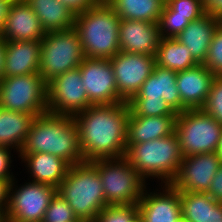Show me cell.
<instances>
[{"label":"cell","instance_id":"27","mask_svg":"<svg viewBox=\"0 0 222 222\" xmlns=\"http://www.w3.org/2000/svg\"><path fill=\"white\" fill-rule=\"evenodd\" d=\"M120 19L159 23L163 0H105Z\"/></svg>","mask_w":222,"mask_h":222},{"label":"cell","instance_id":"42","mask_svg":"<svg viewBox=\"0 0 222 222\" xmlns=\"http://www.w3.org/2000/svg\"><path fill=\"white\" fill-rule=\"evenodd\" d=\"M209 222H222V203L215 201L210 206Z\"/></svg>","mask_w":222,"mask_h":222},{"label":"cell","instance_id":"15","mask_svg":"<svg viewBox=\"0 0 222 222\" xmlns=\"http://www.w3.org/2000/svg\"><path fill=\"white\" fill-rule=\"evenodd\" d=\"M144 189L138 204L140 222H177L182 216L180 191L171 184H163V190L151 192Z\"/></svg>","mask_w":222,"mask_h":222},{"label":"cell","instance_id":"6","mask_svg":"<svg viewBox=\"0 0 222 222\" xmlns=\"http://www.w3.org/2000/svg\"><path fill=\"white\" fill-rule=\"evenodd\" d=\"M99 173L108 205L137 204L146 188V180L125 157L96 159L90 162Z\"/></svg>","mask_w":222,"mask_h":222},{"label":"cell","instance_id":"1","mask_svg":"<svg viewBox=\"0 0 222 222\" xmlns=\"http://www.w3.org/2000/svg\"><path fill=\"white\" fill-rule=\"evenodd\" d=\"M128 102L92 105L73 116L84 162L126 154Z\"/></svg>","mask_w":222,"mask_h":222},{"label":"cell","instance_id":"5","mask_svg":"<svg viewBox=\"0 0 222 222\" xmlns=\"http://www.w3.org/2000/svg\"><path fill=\"white\" fill-rule=\"evenodd\" d=\"M57 193L81 222H94L108 205L98 170L90 162L71 165Z\"/></svg>","mask_w":222,"mask_h":222},{"label":"cell","instance_id":"28","mask_svg":"<svg viewBox=\"0 0 222 222\" xmlns=\"http://www.w3.org/2000/svg\"><path fill=\"white\" fill-rule=\"evenodd\" d=\"M182 217L189 222H209L210 206L216 201L207 193L180 191Z\"/></svg>","mask_w":222,"mask_h":222},{"label":"cell","instance_id":"12","mask_svg":"<svg viewBox=\"0 0 222 222\" xmlns=\"http://www.w3.org/2000/svg\"><path fill=\"white\" fill-rule=\"evenodd\" d=\"M79 70L88 100L92 105L125 102L119 96L113 66L109 59L85 57Z\"/></svg>","mask_w":222,"mask_h":222},{"label":"cell","instance_id":"7","mask_svg":"<svg viewBox=\"0 0 222 222\" xmlns=\"http://www.w3.org/2000/svg\"><path fill=\"white\" fill-rule=\"evenodd\" d=\"M84 58L81 41L74 28L47 32L41 40L39 73L48 83L62 73L78 68Z\"/></svg>","mask_w":222,"mask_h":222},{"label":"cell","instance_id":"3","mask_svg":"<svg viewBox=\"0 0 222 222\" xmlns=\"http://www.w3.org/2000/svg\"><path fill=\"white\" fill-rule=\"evenodd\" d=\"M120 20L105 0L75 14L73 28L78 33L85 57L111 59L120 51Z\"/></svg>","mask_w":222,"mask_h":222},{"label":"cell","instance_id":"19","mask_svg":"<svg viewBox=\"0 0 222 222\" xmlns=\"http://www.w3.org/2000/svg\"><path fill=\"white\" fill-rule=\"evenodd\" d=\"M176 74L175 71L155 65L139 92L131 99H164L176 114L187 110L181 103Z\"/></svg>","mask_w":222,"mask_h":222},{"label":"cell","instance_id":"46","mask_svg":"<svg viewBox=\"0 0 222 222\" xmlns=\"http://www.w3.org/2000/svg\"><path fill=\"white\" fill-rule=\"evenodd\" d=\"M177 222H189V221L181 216V217L177 220Z\"/></svg>","mask_w":222,"mask_h":222},{"label":"cell","instance_id":"9","mask_svg":"<svg viewBox=\"0 0 222 222\" xmlns=\"http://www.w3.org/2000/svg\"><path fill=\"white\" fill-rule=\"evenodd\" d=\"M0 107L35 117L47 112V83L39 72L4 77L0 81Z\"/></svg>","mask_w":222,"mask_h":222},{"label":"cell","instance_id":"37","mask_svg":"<svg viewBox=\"0 0 222 222\" xmlns=\"http://www.w3.org/2000/svg\"><path fill=\"white\" fill-rule=\"evenodd\" d=\"M212 199L222 203V165L219 167L212 182L209 190L206 192Z\"/></svg>","mask_w":222,"mask_h":222},{"label":"cell","instance_id":"17","mask_svg":"<svg viewBox=\"0 0 222 222\" xmlns=\"http://www.w3.org/2000/svg\"><path fill=\"white\" fill-rule=\"evenodd\" d=\"M45 33L30 5L25 0H15L0 36L5 41H41Z\"/></svg>","mask_w":222,"mask_h":222},{"label":"cell","instance_id":"10","mask_svg":"<svg viewBox=\"0 0 222 222\" xmlns=\"http://www.w3.org/2000/svg\"><path fill=\"white\" fill-rule=\"evenodd\" d=\"M15 181L14 179L10 184L7 221L42 222L51 199L57 193V188L33 181L18 187L15 186Z\"/></svg>","mask_w":222,"mask_h":222},{"label":"cell","instance_id":"26","mask_svg":"<svg viewBox=\"0 0 222 222\" xmlns=\"http://www.w3.org/2000/svg\"><path fill=\"white\" fill-rule=\"evenodd\" d=\"M155 63L161 68L175 72L184 71L199 64L192 57L190 50L175 37L160 38Z\"/></svg>","mask_w":222,"mask_h":222},{"label":"cell","instance_id":"4","mask_svg":"<svg viewBox=\"0 0 222 222\" xmlns=\"http://www.w3.org/2000/svg\"><path fill=\"white\" fill-rule=\"evenodd\" d=\"M183 157L175 131L163 138L126 144L125 158L131 166L144 180L157 178L162 185L173 182Z\"/></svg>","mask_w":222,"mask_h":222},{"label":"cell","instance_id":"44","mask_svg":"<svg viewBox=\"0 0 222 222\" xmlns=\"http://www.w3.org/2000/svg\"><path fill=\"white\" fill-rule=\"evenodd\" d=\"M216 153H217V156L219 157V159L221 160V163H222V132H221V136L219 138Z\"/></svg>","mask_w":222,"mask_h":222},{"label":"cell","instance_id":"14","mask_svg":"<svg viewBox=\"0 0 222 222\" xmlns=\"http://www.w3.org/2000/svg\"><path fill=\"white\" fill-rule=\"evenodd\" d=\"M221 165L216 152L183 157L179 172L171 185L178 191L206 193Z\"/></svg>","mask_w":222,"mask_h":222},{"label":"cell","instance_id":"29","mask_svg":"<svg viewBox=\"0 0 222 222\" xmlns=\"http://www.w3.org/2000/svg\"><path fill=\"white\" fill-rule=\"evenodd\" d=\"M129 116H176L177 114L168 106L164 99H130Z\"/></svg>","mask_w":222,"mask_h":222},{"label":"cell","instance_id":"43","mask_svg":"<svg viewBox=\"0 0 222 222\" xmlns=\"http://www.w3.org/2000/svg\"><path fill=\"white\" fill-rule=\"evenodd\" d=\"M6 41L0 36V81L4 78Z\"/></svg>","mask_w":222,"mask_h":222},{"label":"cell","instance_id":"22","mask_svg":"<svg viewBox=\"0 0 222 222\" xmlns=\"http://www.w3.org/2000/svg\"><path fill=\"white\" fill-rule=\"evenodd\" d=\"M221 22V19L205 13L200 18L190 22L175 38L190 50L192 57L199 64H203L214 31Z\"/></svg>","mask_w":222,"mask_h":222},{"label":"cell","instance_id":"30","mask_svg":"<svg viewBox=\"0 0 222 222\" xmlns=\"http://www.w3.org/2000/svg\"><path fill=\"white\" fill-rule=\"evenodd\" d=\"M138 219V204L107 205L94 222H135Z\"/></svg>","mask_w":222,"mask_h":222},{"label":"cell","instance_id":"45","mask_svg":"<svg viewBox=\"0 0 222 222\" xmlns=\"http://www.w3.org/2000/svg\"><path fill=\"white\" fill-rule=\"evenodd\" d=\"M0 222H8L6 212H0Z\"/></svg>","mask_w":222,"mask_h":222},{"label":"cell","instance_id":"34","mask_svg":"<svg viewBox=\"0 0 222 222\" xmlns=\"http://www.w3.org/2000/svg\"><path fill=\"white\" fill-rule=\"evenodd\" d=\"M167 5L174 16L186 17L190 22L205 14L203 0H170Z\"/></svg>","mask_w":222,"mask_h":222},{"label":"cell","instance_id":"11","mask_svg":"<svg viewBox=\"0 0 222 222\" xmlns=\"http://www.w3.org/2000/svg\"><path fill=\"white\" fill-rule=\"evenodd\" d=\"M81 78L78 67L62 73L47 83L48 112L74 116L92 106Z\"/></svg>","mask_w":222,"mask_h":222},{"label":"cell","instance_id":"13","mask_svg":"<svg viewBox=\"0 0 222 222\" xmlns=\"http://www.w3.org/2000/svg\"><path fill=\"white\" fill-rule=\"evenodd\" d=\"M110 60L119 96L128 102L152 73L155 57L119 51Z\"/></svg>","mask_w":222,"mask_h":222},{"label":"cell","instance_id":"24","mask_svg":"<svg viewBox=\"0 0 222 222\" xmlns=\"http://www.w3.org/2000/svg\"><path fill=\"white\" fill-rule=\"evenodd\" d=\"M35 116L0 107V146L21 151Z\"/></svg>","mask_w":222,"mask_h":222},{"label":"cell","instance_id":"31","mask_svg":"<svg viewBox=\"0 0 222 222\" xmlns=\"http://www.w3.org/2000/svg\"><path fill=\"white\" fill-rule=\"evenodd\" d=\"M42 222H81L58 193L51 199Z\"/></svg>","mask_w":222,"mask_h":222},{"label":"cell","instance_id":"33","mask_svg":"<svg viewBox=\"0 0 222 222\" xmlns=\"http://www.w3.org/2000/svg\"><path fill=\"white\" fill-rule=\"evenodd\" d=\"M203 64L216 76H222V22L214 31L207 57Z\"/></svg>","mask_w":222,"mask_h":222},{"label":"cell","instance_id":"23","mask_svg":"<svg viewBox=\"0 0 222 222\" xmlns=\"http://www.w3.org/2000/svg\"><path fill=\"white\" fill-rule=\"evenodd\" d=\"M176 116H129L127 142L135 144L166 137L175 131Z\"/></svg>","mask_w":222,"mask_h":222},{"label":"cell","instance_id":"8","mask_svg":"<svg viewBox=\"0 0 222 222\" xmlns=\"http://www.w3.org/2000/svg\"><path fill=\"white\" fill-rule=\"evenodd\" d=\"M222 125L202 109H187L175 118V133L184 157L216 152Z\"/></svg>","mask_w":222,"mask_h":222},{"label":"cell","instance_id":"36","mask_svg":"<svg viewBox=\"0 0 222 222\" xmlns=\"http://www.w3.org/2000/svg\"><path fill=\"white\" fill-rule=\"evenodd\" d=\"M12 149L0 146V179H15L13 173L10 172L12 170L10 169L11 163L13 162L11 160L13 158V155L11 156Z\"/></svg>","mask_w":222,"mask_h":222},{"label":"cell","instance_id":"38","mask_svg":"<svg viewBox=\"0 0 222 222\" xmlns=\"http://www.w3.org/2000/svg\"><path fill=\"white\" fill-rule=\"evenodd\" d=\"M62 1L69 9H71L75 14L80 13L86 10L88 7H91L101 0H60Z\"/></svg>","mask_w":222,"mask_h":222},{"label":"cell","instance_id":"35","mask_svg":"<svg viewBox=\"0 0 222 222\" xmlns=\"http://www.w3.org/2000/svg\"><path fill=\"white\" fill-rule=\"evenodd\" d=\"M201 109L222 125V76H216L214 79L207 100Z\"/></svg>","mask_w":222,"mask_h":222},{"label":"cell","instance_id":"18","mask_svg":"<svg viewBox=\"0 0 222 222\" xmlns=\"http://www.w3.org/2000/svg\"><path fill=\"white\" fill-rule=\"evenodd\" d=\"M216 75L204 64L177 72L176 81L181 103L187 109H201L211 90Z\"/></svg>","mask_w":222,"mask_h":222},{"label":"cell","instance_id":"20","mask_svg":"<svg viewBox=\"0 0 222 222\" xmlns=\"http://www.w3.org/2000/svg\"><path fill=\"white\" fill-rule=\"evenodd\" d=\"M41 41H6L4 77L38 73Z\"/></svg>","mask_w":222,"mask_h":222},{"label":"cell","instance_id":"2","mask_svg":"<svg viewBox=\"0 0 222 222\" xmlns=\"http://www.w3.org/2000/svg\"><path fill=\"white\" fill-rule=\"evenodd\" d=\"M40 152L61 157L70 165L84 162L73 116L47 111L35 117L19 153Z\"/></svg>","mask_w":222,"mask_h":222},{"label":"cell","instance_id":"41","mask_svg":"<svg viewBox=\"0 0 222 222\" xmlns=\"http://www.w3.org/2000/svg\"><path fill=\"white\" fill-rule=\"evenodd\" d=\"M15 0H0V34L3 31L6 17L10 12V8Z\"/></svg>","mask_w":222,"mask_h":222},{"label":"cell","instance_id":"32","mask_svg":"<svg viewBox=\"0 0 222 222\" xmlns=\"http://www.w3.org/2000/svg\"><path fill=\"white\" fill-rule=\"evenodd\" d=\"M189 23L186 17L174 16V11L164 4L159 21L160 36L162 38L176 37Z\"/></svg>","mask_w":222,"mask_h":222},{"label":"cell","instance_id":"40","mask_svg":"<svg viewBox=\"0 0 222 222\" xmlns=\"http://www.w3.org/2000/svg\"><path fill=\"white\" fill-rule=\"evenodd\" d=\"M205 13L222 20V0H203Z\"/></svg>","mask_w":222,"mask_h":222},{"label":"cell","instance_id":"16","mask_svg":"<svg viewBox=\"0 0 222 222\" xmlns=\"http://www.w3.org/2000/svg\"><path fill=\"white\" fill-rule=\"evenodd\" d=\"M118 37L121 52L155 57L161 38L159 23L121 19Z\"/></svg>","mask_w":222,"mask_h":222},{"label":"cell","instance_id":"21","mask_svg":"<svg viewBox=\"0 0 222 222\" xmlns=\"http://www.w3.org/2000/svg\"><path fill=\"white\" fill-rule=\"evenodd\" d=\"M33 182L58 188L66 177L70 164L63 158L49 153H19Z\"/></svg>","mask_w":222,"mask_h":222},{"label":"cell","instance_id":"25","mask_svg":"<svg viewBox=\"0 0 222 222\" xmlns=\"http://www.w3.org/2000/svg\"><path fill=\"white\" fill-rule=\"evenodd\" d=\"M38 16L43 30L63 31L74 27L75 13L60 0H25Z\"/></svg>","mask_w":222,"mask_h":222},{"label":"cell","instance_id":"39","mask_svg":"<svg viewBox=\"0 0 222 222\" xmlns=\"http://www.w3.org/2000/svg\"><path fill=\"white\" fill-rule=\"evenodd\" d=\"M14 179H0V212H6L9 201L10 184Z\"/></svg>","mask_w":222,"mask_h":222}]
</instances>
